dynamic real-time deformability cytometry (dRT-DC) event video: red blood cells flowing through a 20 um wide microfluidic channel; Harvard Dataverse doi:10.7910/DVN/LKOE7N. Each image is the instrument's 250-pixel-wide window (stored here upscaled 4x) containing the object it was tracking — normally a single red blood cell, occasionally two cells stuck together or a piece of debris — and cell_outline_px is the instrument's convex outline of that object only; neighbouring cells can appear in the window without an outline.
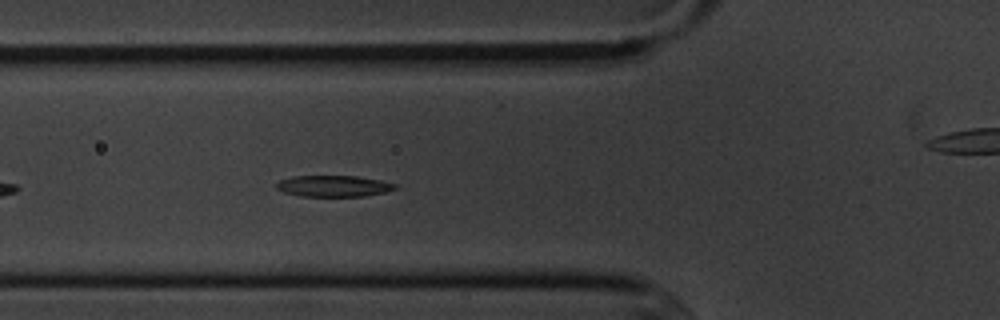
{"species": "common noctule bat (a hibernating species)", "species_latin": "Nyctalus noctula", "temperature_condition": "cold", "stored_images_in_passage": 6, "camera_frame_rate_fps": 3000, "um_per_image_px": 0.085, "animal": {"sex": "male", "body_mass_g": 20.1, "forearm_length_mm": 53.5}, "frame": {"image": 1, "passage_image": 5, "time_ms": 5.333, "image_size_px": [1000, 320], "cell_outline_px": [[396, 188], [384, 192], [364, 196], [300, 196], [284, 192], [276, 188], [276, 184], [280, 180], [292, 176], [356, 176], [380, 180], [396, 184]], "centroid_in_image_um": [28.33, 15.81], "position_along_channel_um": 97.5, "area_um2": 14.57}}